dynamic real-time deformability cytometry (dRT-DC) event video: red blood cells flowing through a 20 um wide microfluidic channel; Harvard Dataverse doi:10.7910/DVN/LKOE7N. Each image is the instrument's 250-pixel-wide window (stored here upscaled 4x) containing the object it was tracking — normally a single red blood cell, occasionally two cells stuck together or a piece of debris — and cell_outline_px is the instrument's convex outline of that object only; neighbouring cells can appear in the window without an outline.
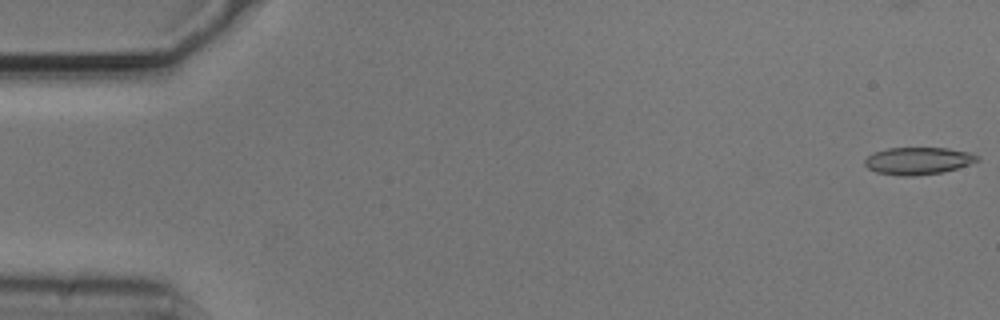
{"species": "common noctule bat (a hibernating species)", "species_latin": "Nyctalus noctula", "temperature_condition": "cold", "stored_images_in_passage": 54, "camera_frame_rate_fps": 3000, "um_per_image_px": 0.085, "animal": {"sex": "male", "body_mass_g": 20.5, "forearm_length_mm": 52.5}, "frame": {"image": 1, "passage_image": 1, "time_ms": 0.0, "image_size_px": [1000, 320], "cell_outline_px": [[980, 160], [944, 172], [916, 176], [900, 176], [876, 172], [868, 168], [864, 164], [864, 160], [872, 152], [888, 148], [948, 148], [972, 152], [980, 156]], "centroid_in_image_um": [78.04, 13.67], "position_along_channel_um": 7.0, "area_um2": 18.09}}
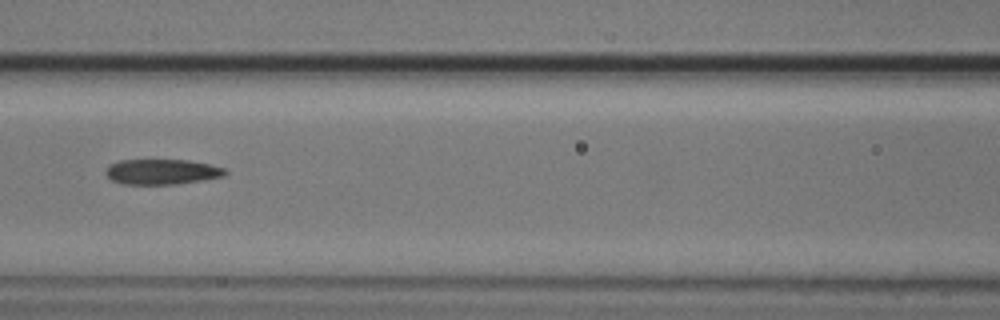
{"frame": {"image": 2, "passage_image": 24, "time_ms": 7.667, "image_size_px": [1000, 320], "cell_outline_px": [[228, 172], [224, 176], [176, 184], [120, 184], [112, 180], [104, 172], [108, 164], [120, 160], [188, 160], [228, 168]], "centroid_in_image_um": [13.75, 14.59], "position_along_channel_um": 152.9, "area_um2": 17.69}}
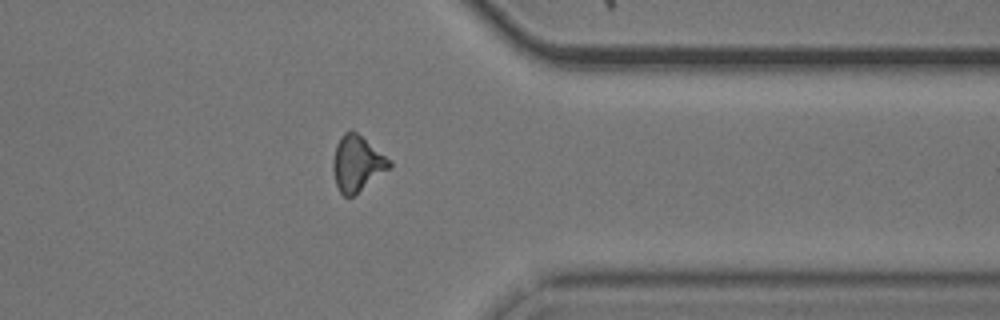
{"frame": {"image": 3, "passage_image": 43, "time_ms": 14.0, "image_size_px": [1000, 320], "cell_outline_px": [[392, 168], [352, 196], [344, 196], [340, 192], [336, 184], [332, 168], [332, 160], [336, 144], [340, 136], [344, 132], [352, 128], [392, 160]], "centroid_in_image_um": [30.37, 13.86], "position_along_channel_um": 381.0, "area_um2": 18.61}, "authors_computed_cell_mechanics": {"area_um2": 18.1492, "velocity_mm_per_s": 3.7423, "shape_relaxation_time_tau1_ms": null, "shape_relaxation_time_tau2_ms": 2.604, "deformation_change_tau1": null, "deformation_change_tau2": 0.1085}}